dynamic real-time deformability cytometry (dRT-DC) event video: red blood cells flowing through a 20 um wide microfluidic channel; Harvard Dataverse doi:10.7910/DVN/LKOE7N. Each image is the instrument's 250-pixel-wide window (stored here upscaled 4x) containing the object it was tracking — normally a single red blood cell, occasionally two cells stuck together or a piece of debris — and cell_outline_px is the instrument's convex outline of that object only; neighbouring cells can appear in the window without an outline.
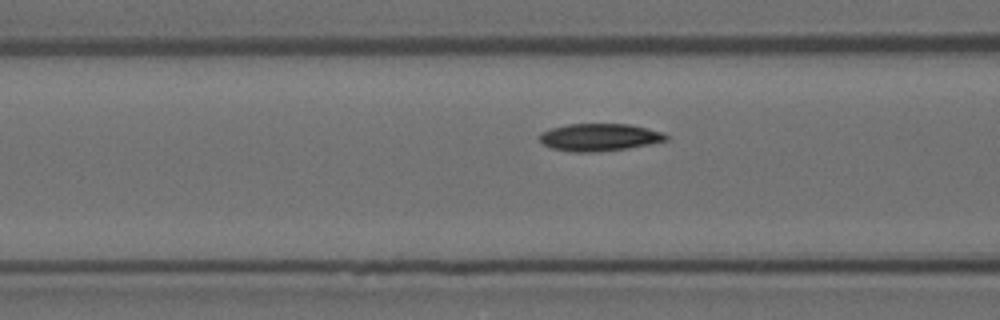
{"species": "Egyptian fruit bat (a non-hibernating species)", "species_latin": "Rousettus aegyptiacus", "temperature_condition": "room temperature", "stored_images_in_passage": 37, "camera_frame_rate_fps": 3000, "um_per_image_px": 0.085, "animal": {"sex": "female"}, "frame": {"image": 1, "passage_image": 14, "time_ms": 4.333, "image_size_px": [1000, 320], "cell_outline_px": [[668, 140], [628, 148], [596, 152], [572, 152], [552, 148], [544, 144], [540, 140], [540, 136], [544, 132], [552, 128], [568, 124], [628, 124], [648, 128], [664, 132], [668, 136]], "centroid_in_image_um": [50.99, 11.67], "position_along_channel_um": 115.6, "area_um2": 20.06}}
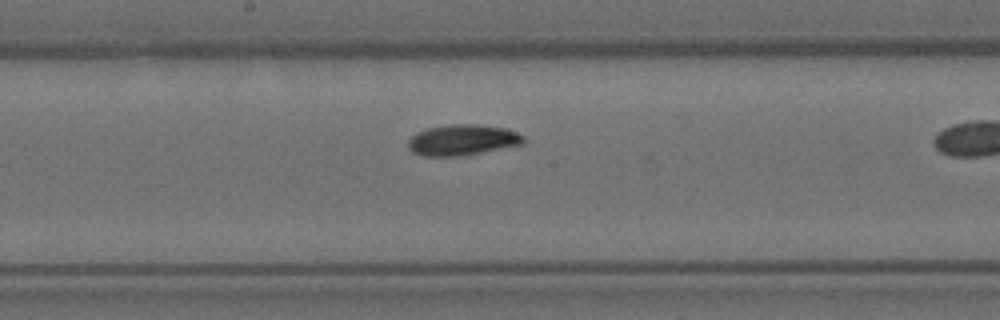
{"frame": {"image": 2, "passage_image": 22, "time_ms": 7.0, "image_size_px": [1000, 320], "cell_outline_px": [[528, 140], [524, 144], [464, 156], [424, 156], [412, 152], [408, 148], [408, 140], [416, 132], [428, 128], [448, 124], [476, 124], [504, 128], [516, 132], [524, 136]], "centroid_in_image_um": [39.33, 11.9], "position_along_channel_um": 208.9, "area_um2": 20.98}}
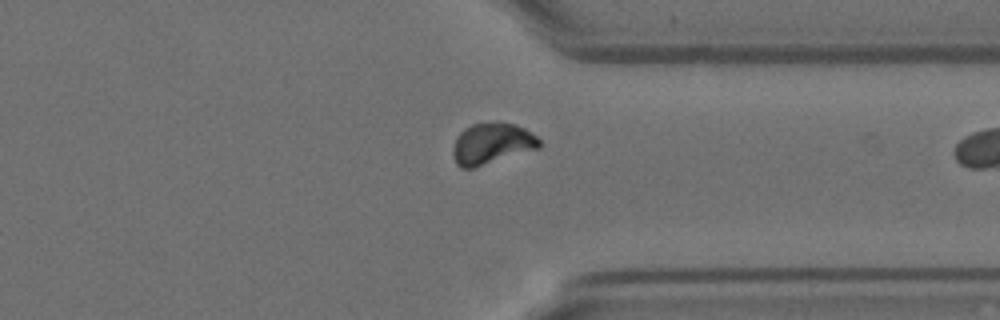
{"frame": {"image": 3, "passage_image": 36, "time_ms": 11.667, "image_size_px": [1000, 320], "cell_outline_px": [[540, 148], [472, 168], [460, 168], [456, 164], [452, 156], [452, 148], [456, 136], [464, 128], [472, 124], [516, 124], [524, 128], [536, 136], [540, 140]], "centroid_in_image_um": [41.77, 12.23], "position_along_channel_um": 369.6, "area_um2": 20.46}}